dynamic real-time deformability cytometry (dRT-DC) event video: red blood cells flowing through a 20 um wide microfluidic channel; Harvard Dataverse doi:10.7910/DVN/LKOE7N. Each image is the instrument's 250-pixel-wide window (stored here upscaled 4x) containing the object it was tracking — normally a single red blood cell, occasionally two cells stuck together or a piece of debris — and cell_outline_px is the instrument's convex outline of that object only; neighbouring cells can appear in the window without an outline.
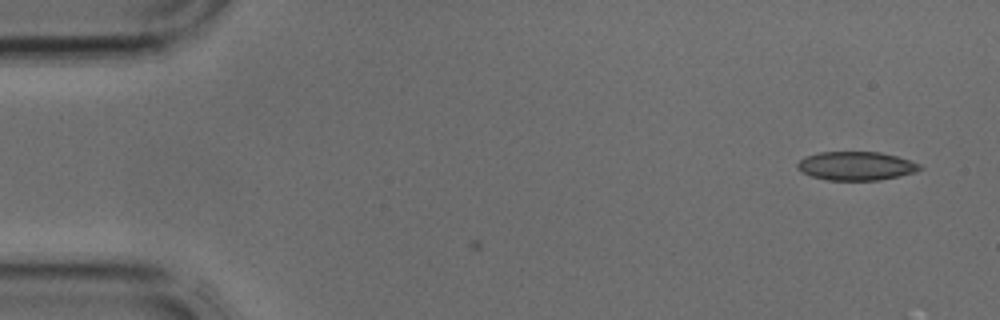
{"species": "common noctule bat (a hibernating species)", "species_latin": "Nyctalus noctula", "temperature_condition": "cold", "stored_images_in_passage": 2, "camera_frame_rate_fps": 3000, "um_per_image_px": 0.085, "animal": {"sex": "male", "body_mass_g": 17.9, "forearm_length_mm": 54.2}, "frame": {"image": 1, "passage_image": 2, "time_ms": 0.333, "image_size_px": [1000, 320], "cell_outline_px": [[924, 168], [916, 172], [880, 180], [828, 180], [812, 176], [796, 168], [796, 164], [804, 156], [820, 152], [880, 152], [896, 156], [920, 164]], "centroid_in_image_um": [72.77, 14.1], "position_along_channel_um": 12.2, "area_um2": 20.4}}